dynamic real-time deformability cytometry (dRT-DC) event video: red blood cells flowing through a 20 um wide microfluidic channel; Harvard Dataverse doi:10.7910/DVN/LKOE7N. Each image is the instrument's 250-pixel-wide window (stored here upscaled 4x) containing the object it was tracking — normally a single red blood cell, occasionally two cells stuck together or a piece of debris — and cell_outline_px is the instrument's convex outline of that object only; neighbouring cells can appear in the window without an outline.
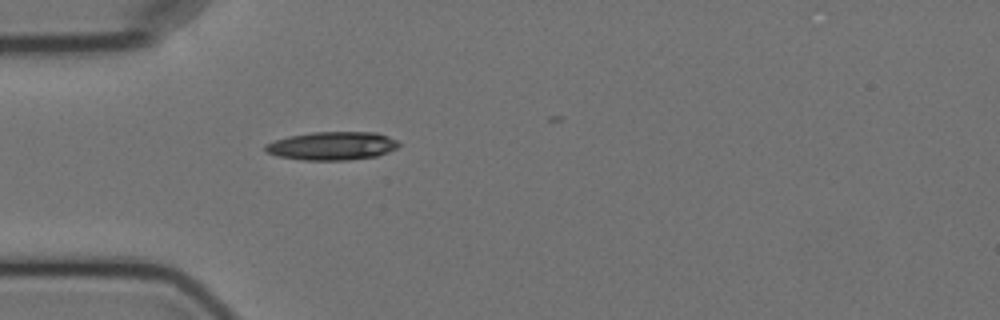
{"species": "Egyptian fruit bat (a non-hibernating species)", "species_latin": "Rousettus aegyptiacus", "temperature_condition": "cold", "stored_images_in_passage": 4, "camera_frame_rate_fps": 3000, "um_per_image_px": 0.085, "animal": {"sex": "female"}, "frame": {"image": 1, "passage_image": 4, "time_ms": 5.333, "image_size_px": [1000, 320], "cell_outline_px": [[400, 144], [396, 148], [388, 152], [376, 156], [348, 160], [304, 160], [280, 156], [264, 152], [264, 144], [288, 136], [312, 132], [376, 132], [388, 136], [396, 140]], "centroid_in_image_um": [28.22, 12.39], "position_along_channel_um": 56.8, "area_um2": 22.02}}